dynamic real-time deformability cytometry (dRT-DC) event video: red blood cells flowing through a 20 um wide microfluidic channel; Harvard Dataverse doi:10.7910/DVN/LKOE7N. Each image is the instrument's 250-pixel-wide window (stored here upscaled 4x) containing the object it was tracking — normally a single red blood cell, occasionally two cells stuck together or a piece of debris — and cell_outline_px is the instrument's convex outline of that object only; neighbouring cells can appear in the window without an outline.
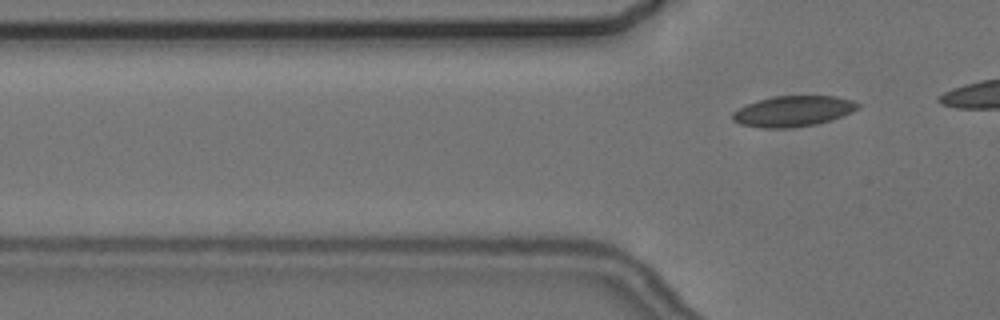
{"species": "common noctule bat (a hibernating species)", "species_latin": "Nyctalus noctula", "temperature_condition": "cold", "stored_images_in_passage": 7, "segment_of_instrument_passage": [2, 2], "camera_frame_rate_fps": 3000, "um_per_image_px": 0.085, "animal": {"sex": "female", "body_mass_g": 24.6, "forearm_length_mm": 56.2}, "frame": {"image": 1, "passage_image": 7, "time_ms": 8.667, "image_size_px": [1000, 320], "cell_outline_px": [[860, 108], [852, 112], [832, 120], [816, 124], [792, 128], [760, 128], [740, 124], [732, 120], [732, 112], [756, 100], [776, 96], [836, 96], [856, 100], [860, 104]], "centroid_in_image_um": [67.45, 9.45], "position_along_channel_um": 58.3, "area_um2": 22.66}}